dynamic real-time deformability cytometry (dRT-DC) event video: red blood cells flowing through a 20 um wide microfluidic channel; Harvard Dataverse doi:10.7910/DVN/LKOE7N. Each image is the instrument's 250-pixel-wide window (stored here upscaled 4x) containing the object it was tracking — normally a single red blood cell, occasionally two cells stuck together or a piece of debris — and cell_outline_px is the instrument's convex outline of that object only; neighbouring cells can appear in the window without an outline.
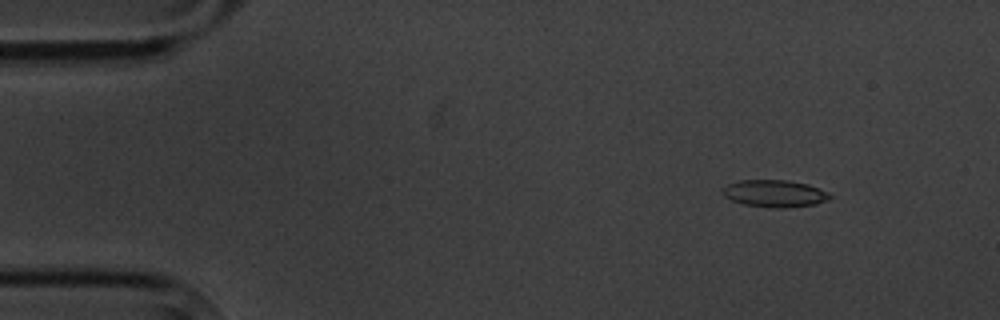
{"species": "common noctule bat (a hibernating species)", "species_latin": "Nyctalus noctula", "temperature_condition": "cold", "stored_images_in_passage": 4, "camera_frame_rate_fps": 3000, "um_per_image_px": 0.085, "animal": {"sex": "male", "body_mass_g": 20.1, "forearm_length_mm": 53.5}, "frame": {"image": 1, "passage_image": 1, "time_ms": 0.0, "image_size_px": [1000, 320], "cell_outline_px": [[832, 196], [828, 200], [816, 204], [784, 208], [772, 208], [744, 204], [732, 200], [724, 196], [720, 192], [720, 188], [728, 184], [740, 180], [788, 180], [808, 184], [828, 192]], "centroid_in_image_um": [65.82, 16.44], "position_along_channel_um": 19.2, "area_um2": 17.11}}